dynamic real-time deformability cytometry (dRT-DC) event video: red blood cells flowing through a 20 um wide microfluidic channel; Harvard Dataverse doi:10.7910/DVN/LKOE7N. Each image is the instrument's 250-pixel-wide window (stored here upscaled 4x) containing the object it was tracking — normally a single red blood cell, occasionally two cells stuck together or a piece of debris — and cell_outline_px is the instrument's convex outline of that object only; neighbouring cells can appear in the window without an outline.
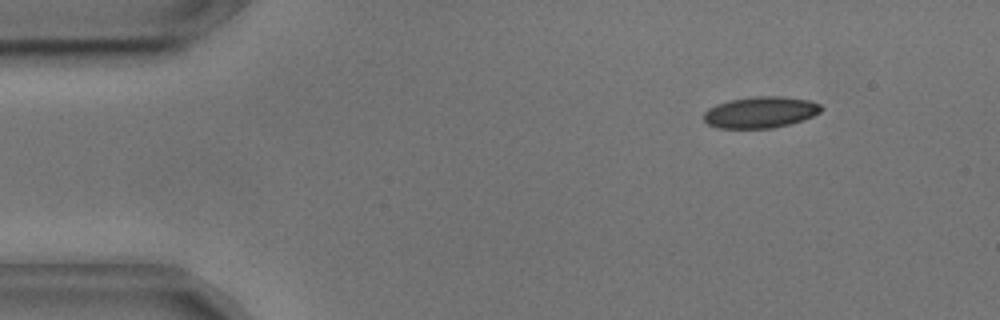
{"species": "common noctule bat (a hibernating species)", "species_latin": "Nyctalus noctula", "temperature_condition": "cold", "stored_images_in_passage": 55, "camera_frame_rate_fps": 3000, "um_per_image_px": 0.085, "animal": {"sex": "male", "body_mass_g": 17.9, "forearm_length_mm": 54.2}, "frame": {"image": 1, "passage_image": 7, "time_ms": 2.0, "image_size_px": [1000, 320], "cell_outline_px": [[824, 108], [820, 112], [812, 116], [788, 124], [772, 128], [716, 128], [708, 124], [704, 120], [704, 112], [708, 108], [716, 104], [728, 100], [752, 96], [780, 96], [808, 100], [820, 104]], "centroid_in_image_um": [64.6, 9.53], "position_along_channel_um": 20.4, "area_um2": 21.44}}
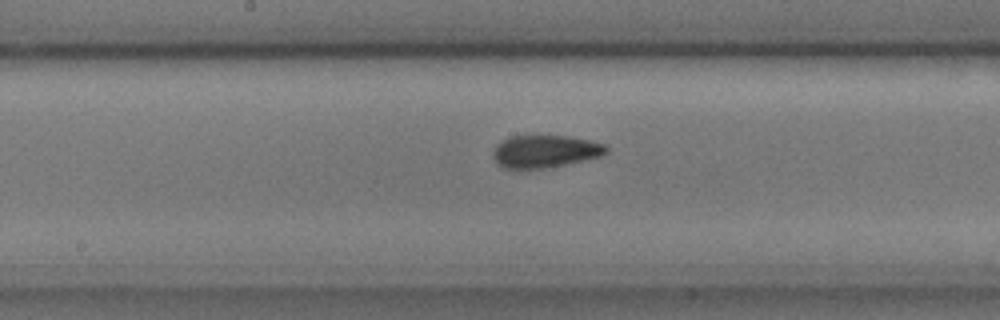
{"frame": {"image": 2, "passage_image": 28, "time_ms": 9.0, "image_size_px": [1000, 320], "cell_outline_px": [[608, 152], [600, 156], [548, 168], [504, 168], [496, 164], [492, 156], [492, 152], [496, 144], [512, 136], [568, 136], [588, 140], [604, 144], [608, 148]], "centroid_in_image_um": [46.29, 12.87], "position_along_channel_um": 201.9, "area_um2": 21.33}}
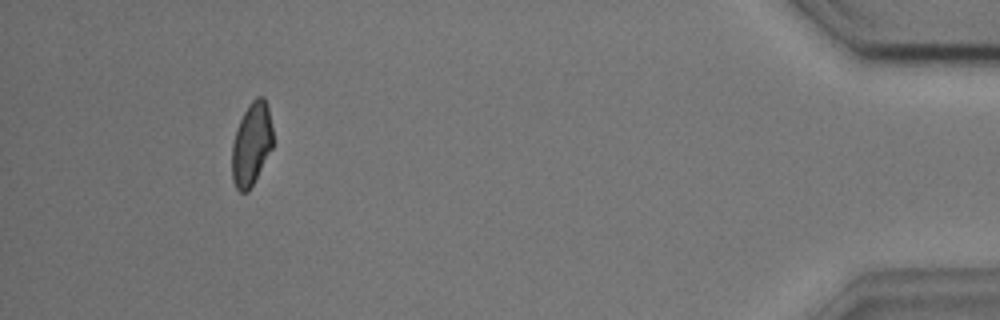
{"frame": {"image": 3, "passage_image": 51, "time_ms": 16.667, "image_size_px": [1000, 320], "cell_outline_px": [[272, 148], [248, 192], [240, 192], [236, 188], [232, 180], [232, 144], [236, 128], [248, 104], [256, 96], [264, 96], [268, 108], [272, 128]], "centroid_in_image_um": [21.36, 12.23], "position_along_channel_um": 413.8, "area_um2": 19.71}, "authors_computed_cell_mechanics": {"area_um2": 21.2126, "velocity_mm_per_s": 3.6307, "shape_relaxation_time_tau1_ms": 8.8862, "shape_relaxation_time_tau2_ms": 2.5512, "deformation_change_tau1": 0.1735, "deformation_change_tau2": 0.0668}}